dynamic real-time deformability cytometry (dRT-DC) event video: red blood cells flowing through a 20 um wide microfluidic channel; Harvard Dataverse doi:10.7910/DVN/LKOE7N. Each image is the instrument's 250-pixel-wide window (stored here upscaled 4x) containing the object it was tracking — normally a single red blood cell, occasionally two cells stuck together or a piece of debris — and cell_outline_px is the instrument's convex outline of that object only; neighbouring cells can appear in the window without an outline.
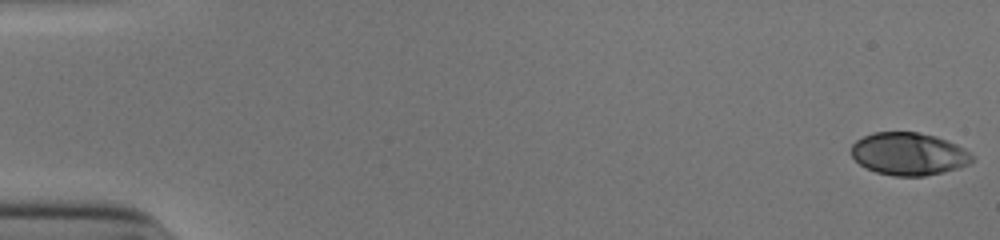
{"species": "human", "species_latin": "Homo sapiens", "temperature_condition": "cold", "stored_images_in_passage": 53, "camera_frame_rate_fps": 3000, "um_per_image_px": 0.085, "donor": {"sex": "male"}, "frame": {"image": 1, "passage_image": 1, "time_ms": 0.0, "image_size_px": [1000, 240], "cell_outline_px": [[972, 160], [968, 164], [944, 172], [924, 176], [892, 176], [876, 172], [860, 164], [852, 156], [852, 144], [856, 140], [872, 132], [916, 132], [936, 136], [948, 140], [964, 148], [972, 156]], "centroid_in_image_um": [77.23, 13.08], "position_along_channel_um": 7.8, "area_um2": 29.88}}
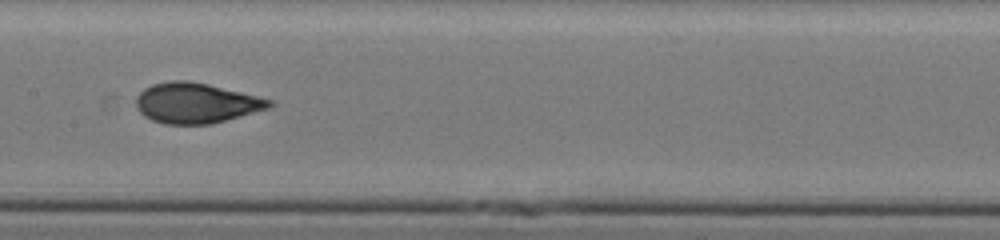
{"frame": {"image": 2, "passage_image": 28, "time_ms": 9.0, "image_size_px": [1000, 240], "cell_outline_px": [[276, 104], [268, 108], [212, 124], [164, 124], [152, 120], [144, 116], [136, 108], [136, 96], [144, 88], [152, 84], [172, 80], [188, 80], [208, 84], [272, 100]], "centroid_in_image_um": [16.63, 8.76], "position_along_channel_um": 190.8, "area_um2": 31.21}}
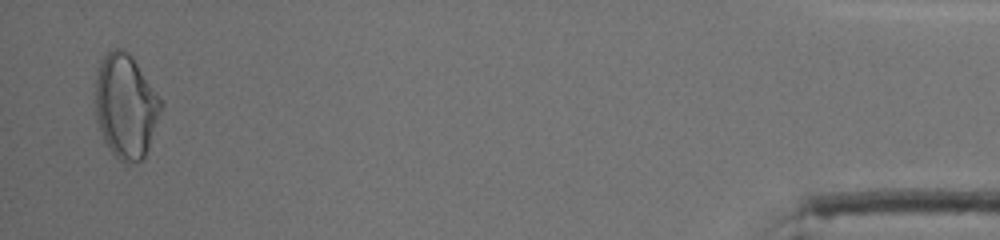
{"frame": {"image": 3, "passage_image": 52, "time_ms": 17.0, "image_size_px": [1000, 240], "cell_outline_px": [[164, 104], [148, 148], [144, 156], [140, 160], [128, 164], [124, 164], [112, 152], [104, 140], [96, 120], [96, 68], [100, 60], [112, 48], [120, 48], [128, 52], [132, 56], [164, 100]], "centroid_in_image_um": [10.71, 8.99], "position_along_channel_um": 424.5, "area_um2": 40.17}, "authors_computed_cell_mechanics": {"area_um2": 30.8652, "velocity_mm_per_s": 3.9112, "shape_relaxation_time_tau1_ms": 7.7294, "shape_relaxation_time_tau2_ms": null, "deformation_change_tau1": 0.2528, "deformation_change_tau2": null}}